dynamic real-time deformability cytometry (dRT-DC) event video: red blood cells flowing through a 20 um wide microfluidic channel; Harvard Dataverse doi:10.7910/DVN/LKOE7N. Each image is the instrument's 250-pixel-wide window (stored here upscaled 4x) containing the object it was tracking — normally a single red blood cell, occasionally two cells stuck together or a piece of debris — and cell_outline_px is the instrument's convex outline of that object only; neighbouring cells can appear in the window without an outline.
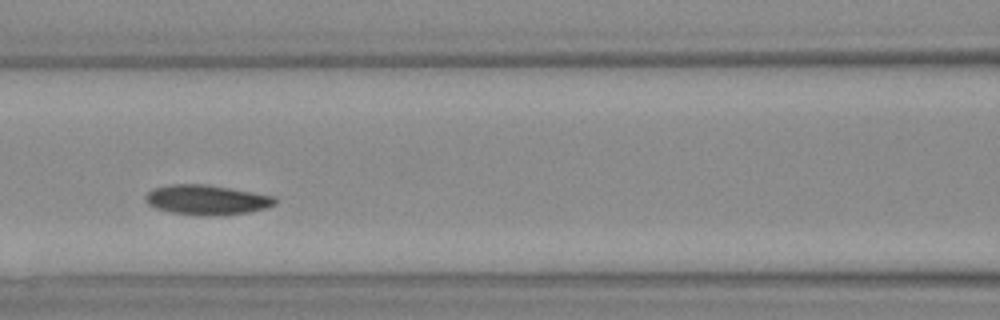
{"species": "Egyptian fruit bat (a non-hibernating species)", "species_latin": "Rousettus aegyptiacus", "temperature_condition": "warm", "stored_images_in_passage": 31, "camera_frame_rate_fps": 3000, "um_per_image_px": 0.085, "animal": {"sex": "female"}, "frame": {"image": 1, "passage_image": 10, "time_ms": 3.0, "image_size_px": [1000, 320], "cell_outline_px": [[276, 204], [268, 208], [252, 212], [224, 216], [196, 216], [168, 212], [156, 208], [148, 204], [144, 200], [144, 196], [148, 192], [156, 188], [172, 184], [204, 184], [228, 188], [272, 196], [276, 200]], "centroid_in_image_um": [17.56, 17.02], "position_along_channel_um": 149.0, "area_um2": 22.77}}